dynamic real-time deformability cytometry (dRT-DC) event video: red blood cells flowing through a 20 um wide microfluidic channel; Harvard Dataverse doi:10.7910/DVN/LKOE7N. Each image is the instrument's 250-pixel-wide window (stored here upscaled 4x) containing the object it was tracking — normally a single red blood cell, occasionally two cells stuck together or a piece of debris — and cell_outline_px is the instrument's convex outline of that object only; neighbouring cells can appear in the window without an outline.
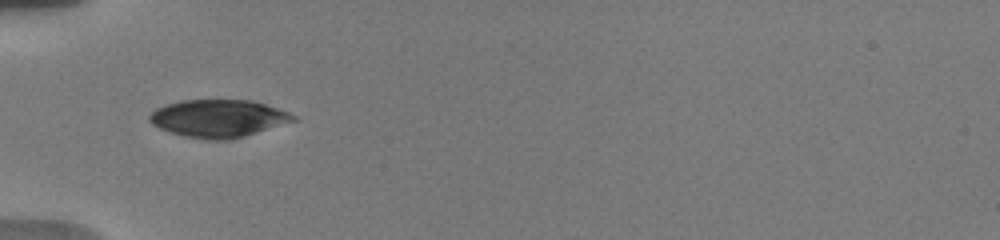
{"species": "human", "species_latin": "Homo sapiens", "temperature_condition": "warm", "stored_images_in_passage": 5, "camera_frame_rate_fps": 3000, "um_per_image_px": 0.085, "donor": {"sex": "male"}, "frame": {"image": 1, "passage_image": 2, "time_ms": 0.667, "image_size_px": [1000, 240], "cell_outline_px": [[296, 120], [244, 136], [228, 140], [212, 140], [184, 136], [160, 128], [152, 124], [148, 120], [148, 116], [156, 108], [180, 100], [252, 100], [288, 112], [296, 116]], "centroid_in_image_um": [18.53, 10.06], "position_along_channel_um": 66.5, "area_um2": 31.15}}
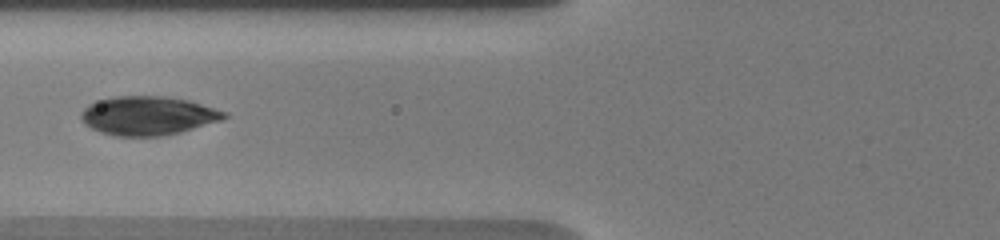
{"frame": {"image": 2, "passage_image": 4, "time_ms": 2.0, "image_size_px": [1000, 240], "cell_outline_px": [[228, 116], [220, 120], [180, 132], [164, 136], [116, 136], [100, 132], [84, 124], [80, 116], [80, 112], [88, 104], [100, 100], [116, 96], [164, 96], [188, 100], [228, 112]], "centroid_in_image_um": [12.55, 9.83], "position_along_channel_um": 113.2, "area_um2": 32.31}}